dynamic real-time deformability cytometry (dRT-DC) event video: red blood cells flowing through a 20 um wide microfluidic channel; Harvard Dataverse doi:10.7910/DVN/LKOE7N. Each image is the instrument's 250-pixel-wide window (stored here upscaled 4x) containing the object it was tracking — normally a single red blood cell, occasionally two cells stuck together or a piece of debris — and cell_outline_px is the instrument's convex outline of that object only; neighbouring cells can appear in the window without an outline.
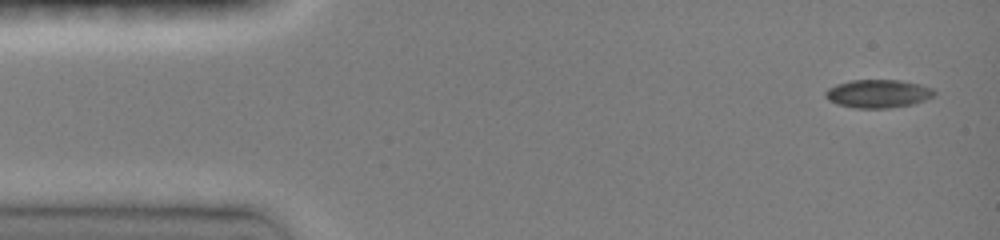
{"species": "common noctule bat (a hibernating species)", "species_latin": "Nyctalus noctula", "temperature_condition": "room temperature", "stored_images_in_passage": 10, "camera_frame_rate_fps": 3000, "um_per_image_px": 0.085, "animal": {"sex": "female", "body_mass_g": 19.0, "forearm_length_mm": 51.5}, "frame": {"image": 1, "passage_image": 1, "time_ms": 0.0, "image_size_px": [1000, 240], "cell_outline_px": [[936, 92], [932, 96], [924, 100], [912, 104], [888, 108], [856, 108], [836, 104], [828, 100], [824, 96], [824, 92], [828, 88], [836, 84], [852, 80], [900, 80], [920, 84], [932, 88]], "centroid_in_image_um": [74.6, 7.96], "position_along_channel_um": 10.4, "area_um2": 17.92}}
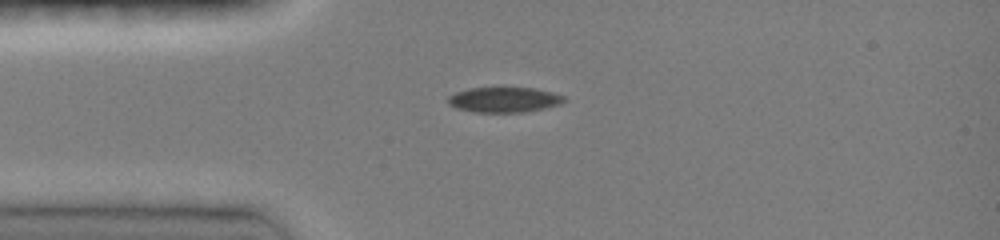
{"frame": {"image": 2, "passage_image": 4, "time_ms": 3.0, "image_size_px": [1000, 240], "cell_outline_px": [[564, 100], [560, 104], [544, 108], [524, 112], [472, 112], [456, 108], [448, 104], [448, 96], [456, 92], [468, 88], [532, 88], [552, 92], [564, 96]], "centroid_in_image_um": [42.81, 8.48], "position_along_channel_um": 42.2, "area_um2": 16.94}}